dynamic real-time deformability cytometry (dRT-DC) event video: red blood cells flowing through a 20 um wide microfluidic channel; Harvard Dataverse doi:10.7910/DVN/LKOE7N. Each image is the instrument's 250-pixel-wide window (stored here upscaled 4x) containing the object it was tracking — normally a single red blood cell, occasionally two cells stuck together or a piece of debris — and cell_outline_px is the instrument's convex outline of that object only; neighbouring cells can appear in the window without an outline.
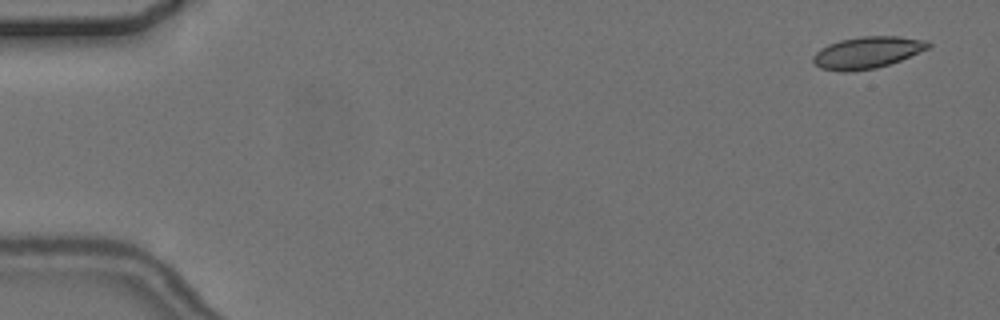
{"species": "common noctule bat (a hibernating species)", "species_latin": "Nyctalus noctula", "temperature_condition": "cold", "stored_images_in_passage": 4, "camera_frame_rate_fps": 3000, "um_per_image_px": 0.085, "animal": {"sex": "female", "body_mass_g": 24.6, "forearm_length_mm": 56.2}, "frame": {"image": 1, "passage_image": 1, "time_ms": 0.0, "image_size_px": [1000, 320], "cell_outline_px": [[932, 44], [928, 48], [900, 60], [876, 68], [848, 72], [844, 72], [820, 68], [812, 60], [812, 56], [820, 48], [828, 44], [840, 40], [864, 36], [896, 36], [928, 40]], "centroid_in_image_um": [73.69, 4.46], "position_along_channel_um": 11.3, "area_um2": 21.21}}